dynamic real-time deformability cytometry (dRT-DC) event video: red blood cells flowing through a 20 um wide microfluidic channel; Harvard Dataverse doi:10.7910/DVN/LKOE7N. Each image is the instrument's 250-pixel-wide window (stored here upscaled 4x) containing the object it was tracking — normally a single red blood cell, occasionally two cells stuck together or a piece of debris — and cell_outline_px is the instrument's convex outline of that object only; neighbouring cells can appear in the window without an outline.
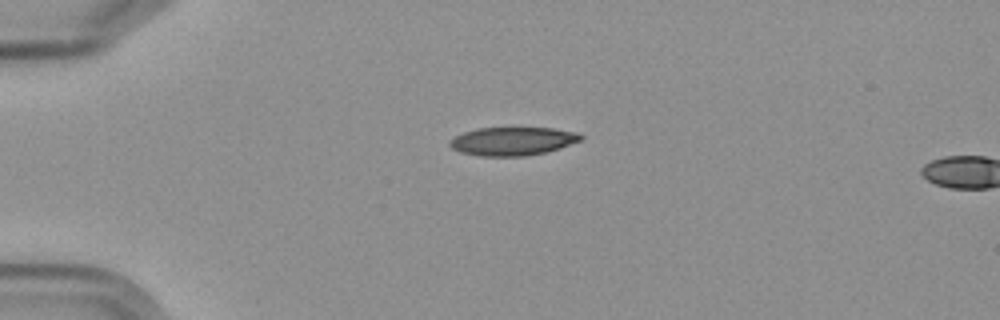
{"species": "Egyptian fruit bat (a non-hibernating species)", "species_latin": "Rousettus aegyptiacus", "temperature_condition": "cold", "stored_images_in_passage": 2, "camera_frame_rate_fps": 3000, "um_per_image_px": 0.085, "frame": {"image": 1, "passage_image": 1, "time_ms": 0.0, "image_size_px": [1000, 320], "cell_outline_px": [[584, 136], [580, 140], [560, 148], [544, 152], [524, 156], [480, 156], [460, 152], [452, 148], [448, 144], [456, 136], [464, 132], [480, 128], [552, 128], [580, 132]], "centroid_in_image_um": [43.6, 12.0], "position_along_channel_um": 41.4, "area_um2": 21.5}}